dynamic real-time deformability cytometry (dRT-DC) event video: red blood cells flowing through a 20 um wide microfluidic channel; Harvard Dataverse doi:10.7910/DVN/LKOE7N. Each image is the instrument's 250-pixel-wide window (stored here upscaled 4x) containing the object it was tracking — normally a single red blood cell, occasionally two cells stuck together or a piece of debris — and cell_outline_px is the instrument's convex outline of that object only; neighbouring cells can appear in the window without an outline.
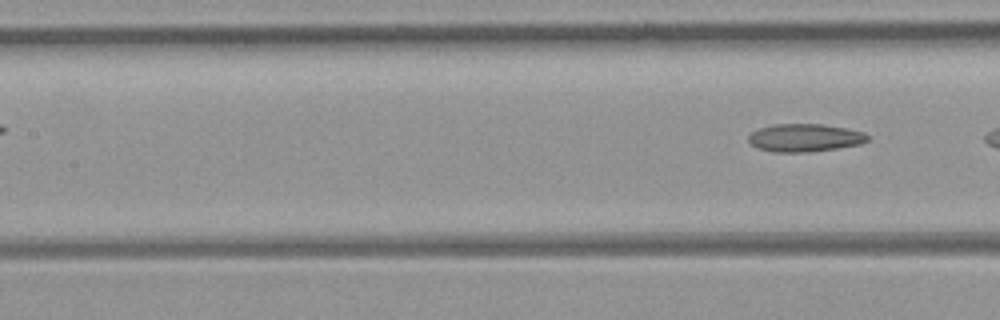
{"species": "common noctule bat (a hibernating species)", "species_latin": "Nyctalus noctula", "temperature_condition": "room temperature", "stored_images_in_passage": 4, "segment_of_instrument_passage": [2, 2], "camera_frame_rate_fps": 3000, "um_per_image_px": 0.085, "animal": {"sex": "female", "body_mass_g": 21.9}, "frame": {"image": 1, "passage_image": 4, "time_ms": 1.0, "image_size_px": [1000, 320], "cell_outline_px": [[868, 140], [860, 144], [812, 152], [772, 152], [756, 148], [748, 140], [748, 136], [752, 132], [760, 128], [772, 124], [820, 124], [848, 128], [864, 132], [868, 136]], "centroid_in_image_um": [68.39, 11.71], "position_along_channel_um": 139.0, "area_um2": 19.42}}